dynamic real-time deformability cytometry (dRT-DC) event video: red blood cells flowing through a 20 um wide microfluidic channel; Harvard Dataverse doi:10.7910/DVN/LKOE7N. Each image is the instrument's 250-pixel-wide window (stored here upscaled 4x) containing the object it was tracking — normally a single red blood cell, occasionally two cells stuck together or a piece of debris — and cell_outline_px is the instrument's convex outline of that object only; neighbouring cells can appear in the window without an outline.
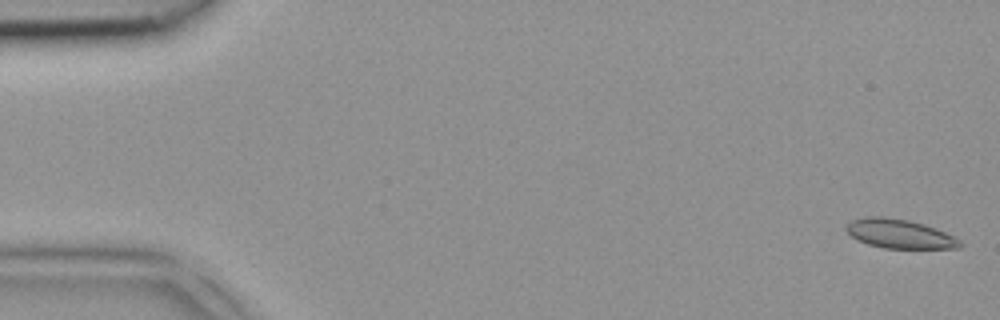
{"species": "common noctule bat (a hibernating species)", "species_latin": "Nyctalus noctula", "temperature_condition": "room temperature", "stored_images_in_passage": 5, "camera_frame_rate_fps": 3000, "um_per_image_px": 0.085, "animal": {"sex": "female", "body_mass_g": 18.4}, "frame": {"image": 1, "passage_image": 1, "time_ms": 0.0, "image_size_px": [1000, 320], "cell_outline_px": [[964, 244], [960, 248], [884, 248], [868, 244], [852, 236], [844, 228], [852, 220], [864, 216], [884, 216], [908, 220], [936, 228], [960, 240]], "centroid_in_image_um": [76.47, 19.87], "position_along_channel_um": 8.5, "area_um2": 19.13}}
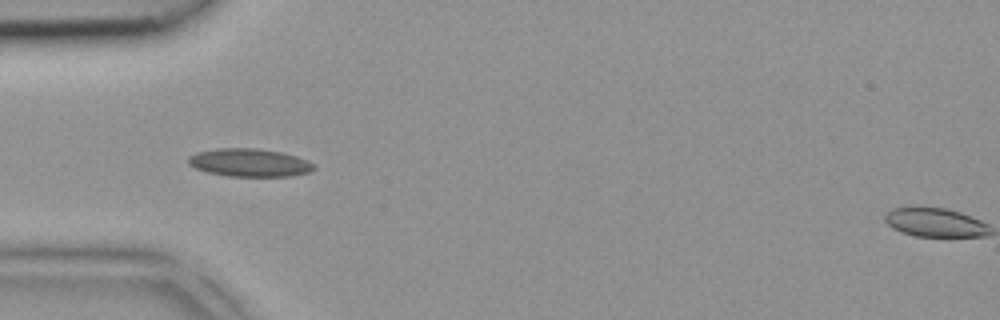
{"frame": {"image": 2, "passage_image": 4, "time_ms": 1.0, "image_size_px": [1000, 320], "cell_outline_px": [[316, 168], [308, 172], [292, 176], [228, 176], [208, 172], [196, 168], [188, 164], [188, 156], [196, 152], [216, 148], [256, 148], [280, 152], [296, 156], [312, 164]], "centroid_in_image_um": [21.15, 13.82], "position_along_channel_um": 63.8, "area_um2": 20.35}}